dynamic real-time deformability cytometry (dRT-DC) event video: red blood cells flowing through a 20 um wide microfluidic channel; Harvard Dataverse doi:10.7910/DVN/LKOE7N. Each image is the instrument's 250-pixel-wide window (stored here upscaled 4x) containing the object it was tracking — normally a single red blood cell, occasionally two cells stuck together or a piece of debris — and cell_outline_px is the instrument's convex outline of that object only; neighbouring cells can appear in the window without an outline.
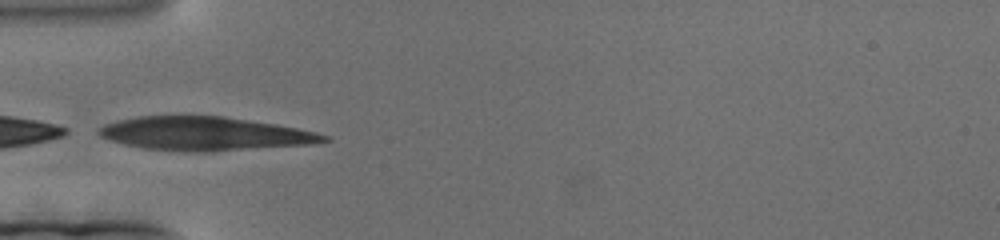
{"species": "human", "species_latin": "Homo sapiens", "temperature_condition": "cold", "stored_images_in_passage": 47, "camera_frame_rate_fps": 3000, "um_per_image_px": 0.085, "donor": {"sex": "female"}, "frame": {"image": 1, "passage_image": 1, "time_ms": 0.0, "image_size_px": [1000, 240], "cell_outline_px": [[332, 140], [312, 144], [212, 152], [192, 152], [144, 148], [124, 144], [108, 140], [100, 136], [96, 132], [96, 128], [104, 124], [116, 120], [140, 116], [224, 116], [276, 124], [316, 132], [328, 136]], "centroid_in_image_um": [17.38, 11.37], "position_along_channel_um": 67.6, "area_um2": 44.39}}
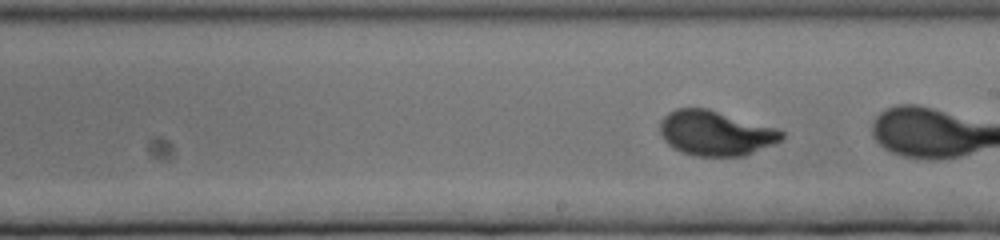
{"frame": {"image": 2, "passage_image": 40, "time_ms": 13.0, "image_size_px": [1000, 240], "cell_outline_px": [[784, 136], [780, 140], [772, 144], [744, 156], [696, 156], [680, 152], [672, 148], [664, 140], [660, 132], [660, 120], [668, 112], [676, 108], [708, 108], [776, 128], [784, 132]], "centroid_in_image_um": [60.78, 11.31], "position_along_channel_um": 228.2, "area_um2": 31.85}}